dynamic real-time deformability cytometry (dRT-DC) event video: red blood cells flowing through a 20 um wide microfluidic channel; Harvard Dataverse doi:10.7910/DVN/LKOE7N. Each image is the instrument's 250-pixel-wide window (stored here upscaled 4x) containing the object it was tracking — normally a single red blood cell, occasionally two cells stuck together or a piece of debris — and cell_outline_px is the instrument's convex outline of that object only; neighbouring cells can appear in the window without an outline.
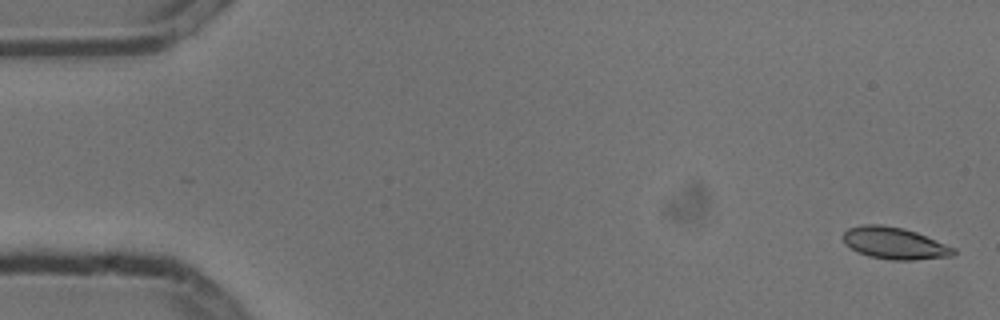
{"species": "common noctule bat (a hibernating species)", "species_latin": "Nyctalus noctula", "temperature_condition": "cold", "stored_images_in_passage": 5, "camera_frame_rate_fps": 3000, "um_per_image_px": 0.085, "animal": {"sex": "male", "body_mass_g": 13.3}, "frame": {"image": 1, "passage_image": 1, "time_ms": 0.0, "image_size_px": [1000, 320], "cell_outline_px": [[956, 256], [916, 260], [892, 260], [868, 256], [852, 248], [840, 236], [848, 228], [864, 224], [880, 224], [904, 228], [916, 232], [956, 248]], "centroid_in_image_um": [76.08, 20.67], "position_along_channel_um": 8.9, "area_um2": 20.58}}
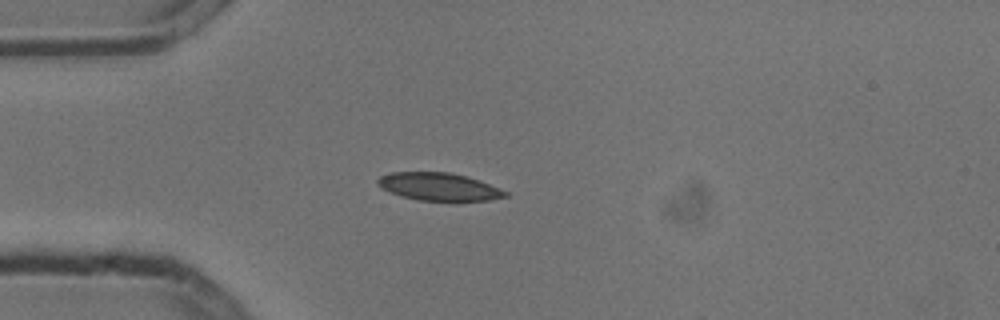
{"frame": {"image": 2, "passage_image": 4, "time_ms": 1.0, "image_size_px": [1000, 320], "cell_outline_px": [[508, 196], [488, 200], [416, 200], [400, 196], [388, 192], [380, 188], [376, 184], [376, 180], [380, 176], [392, 172], [448, 172], [468, 176], [508, 192]], "centroid_in_image_um": [37.23, 15.86], "position_along_channel_um": 47.8, "area_um2": 20.58}}